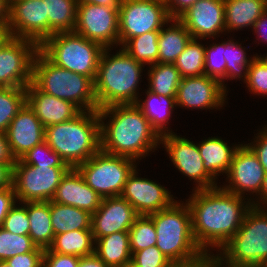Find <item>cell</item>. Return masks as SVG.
Returning <instances> with one entry per match:
<instances>
[{"instance_id":"obj_1","label":"cell","mask_w":267,"mask_h":267,"mask_svg":"<svg viewBox=\"0 0 267 267\" xmlns=\"http://www.w3.org/2000/svg\"><path fill=\"white\" fill-rule=\"evenodd\" d=\"M189 198L186 202L191 212L193 237L205 253L210 252L209 247L221 249L237 232L252 207L251 200L245 203L243 197L218 186L194 189Z\"/></svg>"},{"instance_id":"obj_2","label":"cell","mask_w":267,"mask_h":267,"mask_svg":"<svg viewBox=\"0 0 267 267\" xmlns=\"http://www.w3.org/2000/svg\"><path fill=\"white\" fill-rule=\"evenodd\" d=\"M98 114L100 150L105 153L138 160L161 144V137L135 104L112 105L98 109ZM107 116L110 120L105 124Z\"/></svg>"},{"instance_id":"obj_3","label":"cell","mask_w":267,"mask_h":267,"mask_svg":"<svg viewBox=\"0 0 267 267\" xmlns=\"http://www.w3.org/2000/svg\"><path fill=\"white\" fill-rule=\"evenodd\" d=\"M110 57V48H104L94 81L98 109L112 105L135 104L137 87L144 64L131 57L124 48Z\"/></svg>"},{"instance_id":"obj_4","label":"cell","mask_w":267,"mask_h":267,"mask_svg":"<svg viewBox=\"0 0 267 267\" xmlns=\"http://www.w3.org/2000/svg\"><path fill=\"white\" fill-rule=\"evenodd\" d=\"M45 141L71 168L100 150L98 110L82 111L75 118L45 128Z\"/></svg>"},{"instance_id":"obj_5","label":"cell","mask_w":267,"mask_h":267,"mask_svg":"<svg viewBox=\"0 0 267 267\" xmlns=\"http://www.w3.org/2000/svg\"><path fill=\"white\" fill-rule=\"evenodd\" d=\"M251 203L237 232L219 249L218 267H267V209Z\"/></svg>"},{"instance_id":"obj_6","label":"cell","mask_w":267,"mask_h":267,"mask_svg":"<svg viewBox=\"0 0 267 267\" xmlns=\"http://www.w3.org/2000/svg\"><path fill=\"white\" fill-rule=\"evenodd\" d=\"M32 82L41 91L70 101L82 111L98 110L94 81L55 65L40 50L33 59Z\"/></svg>"},{"instance_id":"obj_7","label":"cell","mask_w":267,"mask_h":267,"mask_svg":"<svg viewBox=\"0 0 267 267\" xmlns=\"http://www.w3.org/2000/svg\"><path fill=\"white\" fill-rule=\"evenodd\" d=\"M148 216L155 225L156 246L170 262L189 260L204 253L193 237L187 203L174 201L169 207Z\"/></svg>"},{"instance_id":"obj_8","label":"cell","mask_w":267,"mask_h":267,"mask_svg":"<svg viewBox=\"0 0 267 267\" xmlns=\"http://www.w3.org/2000/svg\"><path fill=\"white\" fill-rule=\"evenodd\" d=\"M39 50L55 65L95 81L104 47L74 32L56 33Z\"/></svg>"},{"instance_id":"obj_9","label":"cell","mask_w":267,"mask_h":267,"mask_svg":"<svg viewBox=\"0 0 267 267\" xmlns=\"http://www.w3.org/2000/svg\"><path fill=\"white\" fill-rule=\"evenodd\" d=\"M136 160L118 155H111L99 150L76 169L83 176L87 185L102 198L121 196L129 175L136 167Z\"/></svg>"},{"instance_id":"obj_10","label":"cell","mask_w":267,"mask_h":267,"mask_svg":"<svg viewBox=\"0 0 267 267\" xmlns=\"http://www.w3.org/2000/svg\"><path fill=\"white\" fill-rule=\"evenodd\" d=\"M172 22L166 2L161 0H121L119 6V45L122 47L136 36L160 31Z\"/></svg>"},{"instance_id":"obj_11","label":"cell","mask_w":267,"mask_h":267,"mask_svg":"<svg viewBox=\"0 0 267 267\" xmlns=\"http://www.w3.org/2000/svg\"><path fill=\"white\" fill-rule=\"evenodd\" d=\"M71 167H34L19 159L13 167L16 198L24 202L51 201L61 179Z\"/></svg>"},{"instance_id":"obj_12","label":"cell","mask_w":267,"mask_h":267,"mask_svg":"<svg viewBox=\"0 0 267 267\" xmlns=\"http://www.w3.org/2000/svg\"><path fill=\"white\" fill-rule=\"evenodd\" d=\"M39 46L11 37L0 48V87L26 88L32 82L33 59Z\"/></svg>"},{"instance_id":"obj_13","label":"cell","mask_w":267,"mask_h":267,"mask_svg":"<svg viewBox=\"0 0 267 267\" xmlns=\"http://www.w3.org/2000/svg\"><path fill=\"white\" fill-rule=\"evenodd\" d=\"M119 8L89 3L77 4L74 32L104 48L119 45Z\"/></svg>"},{"instance_id":"obj_14","label":"cell","mask_w":267,"mask_h":267,"mask_svg":"<svg viewBox=\"0 0 267 267\" xmlns=\"http://www.w3.org/2000/svg\"><path fill=\"white\" fill-rule=\"evenodd\" d=\"M7 27L13 38L32 40L40 46L48 38L45 0H9Z\"/></svg>"},{"instance_id":"obj_15","label":"cell","mask_w":267,"mask_h":267,"mask_svg":"<svg viewBox=\"0 0 267 267\" xmlns=\"http://www.w3.org/2000/svg\"><path fill=\"white\" fill-rule=\"evenodd\" d=\"M169 158L185 176L198 183L195 190L217 187L215 180L205 171L198 146L186 138L169 133L161 136Z\"/></svg>"},{"instance_id":"obj_16","label":"cell","mask_w":267,"mask_h":267,"mask_svg":"<svg viewBox=\"0 0 267 267\" xmlns=\"http://www.w3.org/2000/svg\"><path fill=\"white\" fill-rule=\"evenodd\" d=\"M228 183L222 187L227 192L238 196L244 195L245 191L260 193L265 171L258 157L247 144H241L236 149L228 171Z\"/></svg>"},{"instance_id":"obj_17","label":"cell","mask_w":267,"mask_h":267,"mask_svg":"<svg viewBox=\"0 0 267 267\" xmlns=\"http://www.w3.org/2000/svg\"><path fill=\"white\" fill-rule=\"evenodd\" d=\"M226 91L221 82L203 74L182 78L176 94V106L198 109L222 107Z\"/></svg>"},{"instance_id":"obj_18","label":"cell","mask_w":267,"mask_h":267,"mask_svg":"<svg viewBox=\"0 0 267 267\" xmlns=\"http://www.w3.org/2000/svg\"><path fill=\"white\" fill-rule=\"evenodd\" d=\"M136 168L129 175L121 196L138 215H150L169 207L175 200L162 185L146 178L137 177Z\"/></svg>"},{"instance_id":"obj_19","label":"cell","mask_w":267,"mask_h":267,"mask_svg":"<svg viewBox=\"0 0 267 267\" xmlns=\"http://www.w3.org/2000/svg\"><path fill=\"white\" fill-rule=\"evenodd\" d=\"M178 20L194 39L215 38L226 31L224 0H199Z\"/></svg>"},{"instance_id":"obj_20","label":"cell","mask_w":267,"mask_h":267,"mask_svg":"<svg viewBox=\"0 0 267 267\" xmlns=\"http://www.w3.org/2000/svg\"><path fill=\"white\" fill-rule=\"evenodd\" d=\"M138 216L134 207L122 196L103 198L100 207L92 214L93 238L129 231Z\"/></svg>"},{"instance_id":"obj_21","label":"cell","mask_w":267,"mask_h":267,"mask_svg":"<svg viewBox=\"0 0 267 267\" xmlns=\"http://www.w3.org/2000/svg\"><path fill=\"white\" fill-rule=\"evenodd\" d=\"M5 134L16 160L45 141V127L27 103L18 111Z\"/></svg>"},{"instance_id":"obj_22","label":"cell","mask_w":267,"mask_h":267,"mask_svg":"<svg viewBox=\"0 0 267 267\" xmlns=\"http://www.w3.org/2000/svg\"><path fill=\"white\" fill-rule=\"evenodd\" d=\"M26 103L45 128L69 121L82 112L74 103L41 91L33 82L26 87Z\"/></svg>"},{"instance_id":"obj_23","label":"cell","mask_w":267,"mask_h":267,"mask_svg":"<svg viewBox=\"0 0 267 267\" xmlns=\"http://www.w3.org/2000/svg\"><path fill=\"white\" fill-rule=\"evenodd\" d=\"M102 197L86 184L76 168H71L61 179L51 201L86 210L91 214L100 207Z\"/></svg>"},{"instance_id":"obj_24","label":"cell","mask_w":267,"mask_h":267,"mask_svg":"<svg viewBox=\"0 0 267 267\" xmlns=\"http://www.w3.org/2000/svg\"><path fill=\"white\" fill-rule=\"evenodd\" d=\"M205 171L215 180L218 173L228 174L233 155L239 145L229 147L218 137H209L197 144Z\"/></svg>"},{"instance_id":"obj_25","label":"cell","mask_w":267,"mask_h":267,"mask_svg":"<svg viewBox=\"0 0 267 267\" xmlns=\"http://www.w3.org/2000/svg\"><path fill=\"white\" fill-rule=\"evenodd\" d=\"M267 10V0H224L227 31L252 27Z\"/></svg>"},{"instance_id":"obj_26","label":"cell","mask_w":267,"mask_h":267,"mask_svg":"<svg viewBox=\"0 0 267 267\" xmlns=\"http://www.w3.org/2000/svg\"><path fill=\"white\" fill-rule=\"evenodd\" d=\"M94 253L108 266L121 267L131 261L129 231L94 238Z\"/></svg>"},{"instance_id":"obj_27","label":"cell","mask_w":267,"mask_h":267,"mask_svg":"<svg viewBox=\"0 0 267 267\" xmlns=\"http://www.w3.org/2000/svg\"><path fill=\"white\" fill-rule=\"evenodd\" d=\"M29 236L37 247L48 249L55 234L51 224L50 201L26 202Z\"/></svg>"},{"instance_id":"obj_28","label":"cell","mask_w":267,"mask_h":267,"mask_svg":"<svg viewBox=\"0 0 267 267\" xmlns=\"http://www.w3.org/2000/svg\"><path fill=\"white\" fill-rule=\"evenodd\" d=\"M167 29L161 28L158 37V63L173 64L192 39L190 32L178 20L172 19Z\"/></svg>"},{"instance_id":"obj_29","label":"cell","mask_w":267,"mask_h":267,"mask_svg":"<svg viewBox=\"0 0 267 267\" xmlns=\"http://www.w3.org/2000/svg\"><path fill=\"white\" fill-rule=\"evenodd\" d=\"M146 94L147 99L142 101L143 103L138 99L135 105L143 112V115L149 120L151 127L160 137L172 133V131L167 130L168 127L165 125L166 123L168 124L169 118L171 117L170 114L176 106V97L158 95L149 90H147ZM159 105L160 107H157ZM162 107L163 110L161 112Z\"/></svg>"},{"instance_id":"obj_30","label":"cell","mask_w":267,"mask_h":267,"mask_svg":"<svg viewBox=\"0 0 267 267\" xmlns=\"http://www.w3.org/2000/svg\"><path fill=\"white\" fill-rule=\"evenodd\" d=\"M50 217L55 235L91 229L92 214L86 210L50 201Z\"/></svg>"},{"instance_id":"obj_31","label":"cell","mask_w":267,"mask_h":267,"mask_svg":"<svg viewBox=\"0 0 267 267\" xmlns=\"http://www.w3.org/2000/svg\"><path fill=\"white\" fill-rule=\"evenodd\" d=\"M94 245L91 229H81L55 235L53 243L48 249L59 254L82 257L93 254Z\"/></svg>"},{"instance_id":"obj_32","label":"cell","mask_w":267,"mask_h":267,"mask_svg":"<svg viewBox=\"0 0 267 267\" xmlns=\"http://www.w3.org/2000/svg\"><path fill=\"white\" fill-rule=\"evenodd\" d=\"M48 38L56 33L74 31L77 0H45Z\"/></svg>"},{"instance_id":"obj_33","label":"cell","mask_w":267,"mask_h":267,"mask_svg":"<svg viewBox=\"0 0 267 267\" xmlns=\"http://www.w3.org/2000/svg\"><path fill=\"white\" fill-rule=\"evenodd\" d=\"M149 91L168 97H176L182 80L179 70L171 63H156L148 70Z\"/></svg>"},{"instance_id":"obj_34","label":"cell","mask_w":267,"mask_h":267,"mask_svg":"<svg viewBox=\"0 0 267 267\" xmlns=\"http://www.w3.org/2000/svg\"><path fill=\"white\" fill-rule=\"evenodd\" d=\"M159 31H150L131 38L122 48L142 64L158 63Z\"/></svg>"},{"instance_id":"obj_35","label":"cell","mask_w":267,"mask_h":267,"mask_svg":"<svg viewBox=\"0 0 267 267\" xmlns=\"http://www.w3.org/2000/svg\"><path fill=\"white\" fill-rule=\"evenodd\" d=\"M197 40L192 38L173 63L182 78L205 74V47Z\"/></svg>"},{"instance_id":"obj_36","label":"cell","mask_w":267,"mask_h":267,"mask_svg":"<svg viewBox=\"0 0 267 267\" xmlns=\"http://www.w3.org/2000/svg\"><path fill=\"white\" fill-rule=\"evenodd\" d=\"M26 103V88L0 87V132L5 133Z\"/></svg>"},{"instance_id":"obj_37","label":"cell","mask_w":267,"mask_h":267,"mask_svg":"<svg viewBox=\"0 0 267 267\" xmlns=\"http://www.w3.org/2000/svg\"><path fill=\"white\" fill-rule=\"evenodd\" d=\"M243 49L238 42L233 40L225 42L223 56L226 60V77L224 79H241L244 76V82L246 81L249 65L256 56H253L250 60L247 59L245 49Z\"/></svg>"},{"instance_id":"obj_38","label":"cell","mask_w":267,"mask_h":267,"mask_svg":"<svg viewBox=\"0 0 267 267\" xmlns=\"http://www.w3.org/2000/svg\"><path fill=\"white\" fill-rule=\"evenodd\" d=\"M130 249L132 253L156 245V230L148 215H139L129 229Z\"/></svg>"},{"instance_id":"obj_39","label":"cell","mask_w":267,"mask_h":267,"mask_svg":"<svg viewBox=\"0 0 267 267\" xmlns=\"http://www.w3.org/2000/svg\"><path fill=\"white\" fill-rule=\"evenodd\" d=\"M37 245L29 235H18L0 228V261H6L15 255L32 252Z\"/></svg>"},{"instance_id":"obj_40","label":"cell","mask_w":267,"mask_h":267,"mask_svg":"<svg viewBox=\"0 0 267 267\" xmlns=\"http://www.w3.org/2000/svg\"><path fill=\"white\" fill-rule=\"evenodd\" d=\"M19 160L24 164L32 165L34 167H70L54 150L50 148L46 141L34 146Z\"/></svg>"},{"instance_id":"obj_41","label":"cell","mask_w":267,"mask_h":267,"mask_svg":"<svg viewBox=\"0 0 267 267\" xmlns=\"http://www.w3.org/2000/svg\"><path fill=\"white\" fill-rule=\"evenodd\" d=\"M225 42L221 44H212L210 47H205V75L211 78H215L221 82L223 88L224 78L226 77V60L224 59ZM219 57V59H218ZM223 80V81H222Z\"/></svg>"},{"instance_id":"obj_42","label":"cell","mask_w":267,"mask_h":267,"mask_svg":"<svg viewBox=\"0 0 267 267\" xmlns=\"http://www.w3.org/2000/svg\"><path fill=\"white\" fill-rule=\"evenodd\" d=\"M245 83L253 94H267V66L257 56L249 65Z\"/></svg>"},{"instance_id":"obj_43","label":"cell","mask_w":267,"mask_h":267,"mask_svg":"<svg viewBox=\"0 0 267 267\" xmlns=\"http://www.w3.org/2000/svg\"><path fill=\"white\" fill-rule=\"evenodd\" d=\"M21 207L15 204L3 221L2 228L18 235H29V217L27 215L26 202Z\"/></svg>"},{"instance_id":"obj_44","label":"cell","mask_w":267,"mask_h":267,"mask_svg":"<svg viewBox=\"0 0 267 267\" xmlns=\"http://www.w3.org/2000/svg\"><path fill=\"white\" fill-rule=\"evenodd\" d=\"M131 261L138 267H166L170 263L156 245L132 253Z\"/></svg>"},{"instance_id":"obj_45","label":"cell","mask_w":267,"mask_h":267,"mask_svg":"<svg viewBox=\"0 0 267 267\" xmlns=\"http://www.w3.org/2000/svg\"><path fill=\"white\" fill-rule=\"evenodd\" d=\"M45 249L37 247L34 251L15 255L6 260L12 267H43Z\"/></svg>"},{"instance_id":"obj_46","label":"cell","mask_w":267,"mask_h":267,"mask_svg":"<svg viewBox=\"0 0 267 267\" xmlns=\"http://www.w3.org/2000/svg\"><path fill=\"white\" fill-rule=\"evenodd\" d=\"M79 258L75 255L59 254L45 249L43 267H78Z\"/></svg>"},{"instance_id":"obj_47","label":"cell","mask_w":267,"mask_h":267,"mask_svg":"<svg viewBox=\"0 0 267 267\" xmlns=\"http://www.w3.org/2000/svg\"><path fill=\"white\" fill-rule=\"evenodd\" d=\"M211 253H203L199 257H195L185 261H172L166 267H218L216 256Z\"/></svg>"},{"instance_id":"obj_48","label":"cell","mask_w":267,"mask_h":267,"mask_svg":"<svg viewBox=\"0 0 267 267\" xmlns=\"http://www.w3.org/2000/svg\"><path fill=\"white\" fill-rule=\"evenodd\" d=\"M260 134V135H259ZM256 141L253 143L247 144L251 150L258 157L259 162L263 166L265 173H267V127L265 126L263 131L260 130Z\"/></svg>"},{"instance_id":"obj_49","label":"cell","mask_w":267,"mask_h":267,"mask_svg":"<svg viewBox=\"0 0 267 267\" xmlns=\"http://www.w3.org/2000/svg\"><path fill=\"white\" fill-rule=\"evenodd\" d=\"M18 202L14 188L0 189V228L9 210Z\"/></svg>"},{"instance_id":"obj_50","label":"cell","mask_w":267,"mask_h":267,"mask_svg":"<svg viewBox=\"0 0 267 267\" xmlns=\"http://www.w3.org/2000/svg\"><path fill=\"white\" fill-rule=\"evenodd\" d=\"M197 1L199 0H168L166 2L168 15L171 19H178Z\"/></svg>"},{"instance_id":"obj_51","label":"cell","mask_w":267,"mask_h":267,"mask_svg":"<svg viewBox=\"0 0 267 267\" xmlns=\"http://www.w3.org/2000/svg\"><path fill=\"white\" fill-rule=\"evenodd\" d=\"M0 163L9 164L12 168L16 163V159L11 152L7 136L2 132H0Z\"/></svg>"},{"instance_id":"obj_52","label":"cell","mask_w":267,"mask_h":267,"mask_svg":"<svg viewBox=\"0 0 267 267\" xmlns=\"http://www.w3.org/2000/svg\"><path fill=\"white\" fill-rule=\"evenodd\" d=\"M13 187V168L9 164L0 163V189Z\"/></svg>"},{"instance_id":"obj_53","label":"cell","mask_w":267,"mask_h":267,"mask_svg":"<svg viewBox=\"0 0 267 267\" xmlns=\"http://www.w3.org/2000/svg\"><path fill=\"white\" fill-rule=\"evenodd\" d=\"M78 267H108L95 253L79 258Z\"/></svg>"},{"instance_id":"obj_54","label":"cell","mask_w":267,"mask_h":267,"mask_svg":"<svg viewBox=\"0 0 267 267\" xmlns=\"http://www.w3.org/2000/svg\"><path fill=\"white\" fill-rule=\"evenodd\" d=\"M267 27V10L260 16V18L254 23V26L252 27L255 31V33H258V39H260V37L262 38V40L267 42V33L266 28ZM266 28V29H264ZM264 30V31H263Z\"/></svg>"},{"instance_id":"obj_55","label":"cell","mask_w":267,"mask_h":267,"mask_svg":"<svg viewBox=\"0 0 267 267\" xmlns=\"http://www.w3.org/2000/svg\"><path fill=\"white\" fill-rule=\"evenodd\" d=\"M84 3L106 6L109 8H119L121 0H77V4Z\"/></svg>"},{"instance_id":"obj_56","label":"cell","mask_w":267,"mask_h":267,"mask_svg":"<svg viewBox=\"0 0 267 267\" xmlns=\"http://www.w3.org/2000/svg\"><path fill=\"white\" fill-rule=\"evenodd\" d=\"M9 21V0H0V26H7Z\"/></svg>"},{"instance_id":"obj_57","label":"cell","mask_w":267,"mask_h":267,"mask_svg":"<svg viewBox=\"0 0 267 267\" xmlns=\"http://www.w3.org/2000/svg\"><path fill=\"white\" fill-rule=\"evenodd\" d=\"M10 30L7 26H0V48L11 38Z\"/></svg>"},{"instance_id":"obj_58","label":"cell","mask_w":267,"mask_h":267,"mask_svg":"<svg viewBox=\"0 0 267 267\" xmlns=\"http://www.w3.org/2000/svg\"><path fill=\"white\" fill-rule=\"evenodd\" d=\"M258 195L260 196V201L262 205L267 204V173H265L262 188Z\"/></svg>"},{"instance_id":"obj_59","label":"cell","mask_w":267,"mask_h":267,"mask_svg":"<svg viewBox=\"0 0 267 267\" xmlns=\"http://www.w3.org/2000/svg\"><path fill=\"white\" fill-rule=\"evenodd\" d=\"M121 267H138L137 265H135L132 261H130V262H128V263H126V264H124L123 266H121Z\"/></svg>"},{"instance_id":"obj_60","label":"cell","mask_w":267,"mask_h":267,"mask_svg":"<svg viewBox=\"0 0 267 267\" xmlns=\"http://www.w3.org/2000/svg\"><path fill=\"white\" fill-rule=\"evenodd\" d=\"M0 267H12L6 261H0Z\"/></svg>"},{"instance_id":"obj_61","label":"cell","mask_w":267,"mask_h":267,"mask_svg":"<svg viewBox=\"0 0 267 267\" xmlns=\"http://www.w3.org/2000/svg\"><path fill=\"white\" fill-rule=\"evenodd\" d=\"M257 57L267 66V56L266 57H259V55H257Z\"/></svg>"}]
</instances>
